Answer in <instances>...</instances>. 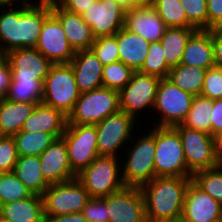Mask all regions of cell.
Here are the masks:
<instances>
[{
    "mask_svg": "<svg viewBox=\"0 0 222 222\" xmlns=\"http://www.w3.org/2000/svg\"><path fill=\"white\" fill-rule=\"evenodd\" d=\"M181 216L188 222H215L222 218V206L191 180Z\"/></svg>",
    "mask_w": 222,
    "mask_h": 222,
    "instance_id": "cell-19",
    "label": "cell"
},
{
    "mask_svg": "<svg viewBox=\"0 0 222 222\" xmlns=\"http://www.w3.org/2000/svg\"><path fill=\"white\" fill-rule=\"evenodd\" d=\"M201 95L212 100L222 98V68L214 66L206 70Z\"/></svg>",
    "mask_w": 222,
    "mask_h": 222,
    "instance_id": "cell-42",
    "label": "cell"
},
{
    "mask_svg": "<svg viewBox=\"0 0 222 222\" xmlns=\"http://www.w3.org/2000/svg\"><path fill=\"white\" fill-rule=\"evenodd\" d=\"M91 49L103 66L119 61L118 43L114 35L95 38Z\"/></svg>",
    "mask_w": 222,
    "mask_h": 222,
    "instance_id": "cell-39",
    "label": "cell"
},
{
    "mask_svg": "<svg viewBox=\"0 0 222 222\" xmlns=\"http://www.w3.org/2000/svg\"><path fill=\"white\" fill-rule=\"evenodd\" d=\"M0 216L11 222H45L41 195L5 203L0 206Z\"/></svg>",
    "mask_w": 222,
    "mask_h": 222,
    "instance_id": "cell-26",
    "label": "cell"
},
{
    "mask_svg": "<svg viewBox=\"0 0 222 222\" xmlns=\"http://www.w3.org/2000/svg\"><path fill=\"white\" fill-rule=\"evenodd\" d=\"M115 1L122 4L125 7V9L127 10V0H115Z\"/></svg>",
    "mask_w": 222,
    "mask_h": 222,
    "instance_id": "cell-54",
    "label": "cell"
},
{
    "mask_svg": "<svg viewBox=\"0 0 222 222\" xmlns=\"http://www.w3.org/2000/svg\"><path fill=\"white\" fill-rule=\"evenodd\" d=\"M76 178L90 198H105L126 186L122 178L121 158L116 156H98Z\"/></svg>",
    "mask_w": 222,
    "mask_h": 222,
    "instance_id": "cell-4",
    "label": "cell"
},
{
    "mask_svg": "<svg viewBox=\"0 0 222 222\" xmlns=\"http://www.w3.org/2000/svg\"><path fill=\"white\" fill-rule=\"evenodd\" d=\"M75 75L70 63L53 64L43 83L41 103L68 116L79 99Z\"/></svg>",
    "mask_w": 222,
    "mask_h": 222,
    "instance_id": "cell-7",
    "label": "cell"
},
{
    "mask_svg": "<svg viewBox=\"0 0 222 222\" xmlns=\"http://www.w3.org/2000/svg\"><path fill=\"white\" fill-rule=\"evenodd\" d=\"M192 177H154L140 188L147 222H165L182 215L185 193Z\"/></svg>",
    "mask_w": 222,
    "mask_h": 222,
    "instance_id": "cell-2",
    "label": "cell"
},
{
    "mask_svg": "<svg viewBox=\"0 0 222 222\" xmlns=\"http://www.w3.org/2000/svg\"><path fill=\"white\" fill-rule=\"evenodd\" d=\"M51 14L49 0L31 7H0V51L35 48L44 20Z\"/></svg>",
    "mask_w": 222,
    "mask_h": 222,
    "instance_id": "cell-1",
    "label": "cell"
},
{
    "mask_svg": "<svg viewBox=\"0 0 222 222\" xmlns=\"http://www.w3.org/2000/svg\"><path fill=\"white\" fill-rule=\"evenodd\" d=\"M222 131V98L213 100L211 113V136Z\"/></svg>",
    "mask_w": 222,
    "mask_h": 222,
    "instance_id": "cell-47",
    "label": "cell"
},
{
    "mask_svg": "<svg viewBox=\"0 0 222 222\" xmlns=\"http://www.w3.org/2000/svg\"><path fill=\"white\" fill-rule=\"evenodd\" d=\"M35 48L53 64L70 63L75 56L61 23L52 13L44 20Z\"/></svg>",
    "mask_w": 222,
    "mask_h": 222,
    "instance_id": "cell-16",
    "label": "cell"
},
{
    "mask_svg": "<svg viewBox=\"0 0 222 222\" xmlns=\"http://www.w3.org/2000/svg\"><path fill=\"white\" fill-rule=\"evenodd\" d=\"M192 181L222 206V162L192 175Z\"/></svg>",
    "mask_w": 222,
    "mask_h": 222,
    "instance_id": "cell-34",
    "label": "cell"
},
{
    "mask_svg": "<svg viewBox=\"0 0 222 222\" xmlns=\"http://www.w3.org/2000/svg\"><path fill=\"white\" fill-rule=\"evenodd\" d=\"M39 103L13 102L0 99V136H14Z\"/></svg>",
    "mask_w": 222,
    "mask_h": 222,
    "instance_id": "cell-27",
    "label": "cell"
},
{
    "mask_svg": "<svg viewBox=\"0 0 222 222\" xmlns=\"http://www.w3.org/2000/svg\"><path fill=\"white\" fill-rule=\"evenodd\" d=\"M81 213L88 222H109L105 198H90Z\"/></svg>",
    "mask_w": 222,
    "mask_h": 222,
    "instance_id": "cell-43",
    "label": "cell"
},
{
    "mask_svg": "<svg viewBox=\"0 0 222 222\" xmlns=\"http://www.w3.org/2000/svg\"><path fill=\"white\" fill-rule=\"evenodd\" d=\"M124 28L143 37L148 42H158L167 26L153 6L127 9Z\"/></svg>",
    "mask_w": 222,
    "mask_h": 222,
    "instance_id": "cell-21",
    "label": "cell"
},
{
    "mask_svg": "<svg viewBox=\"0 0 222 222\" xmlns=\"http://www.w3.org/2000/svg\"><path fill=\"white\" fill-rule=\"evenodd\" d=\"M80 93L103 87V65L92 49L75 52L70 62Z\"/></svg>",
    "mask_w": 222,
    "mask_h": 222,
    "instance_id": "cell-22",
    "label": "cell"
},
{
    "mask_svg": "<svg viewBox=\"0 0 222 222\" xmlns=\"http://www.w3.org/2000/svg\"><path fill=\"white\" fill-rule=\"evenodd\" d=\"M160 81L161 78L158 76L134 72L127 85L119 91L120 110L134 116L137 120L141 119L143 125L145 124V120L142 121V117L145 118L144 115L152 120L156 116L151 110L155 104ZM149 112L153 117H149Z\"/></svg>",
    "mask_w": 222,
    "mask_h": 222,
    "instance_id": "cell-10",
    "label": "cell"
},
{
    "mask_svg": "<svg viewBox=\"0 0 222 222\" xmlns=\"http://www.w3.org/2000/svg\"><path fill=\"white\" fill-rule=\"evenodd\" d=\"M196 30L195 27L166 28L160 43L163 47L165 62L170 68L180 64L185 46Z\"/></svg>",
    "mask_w": 222,
    "mask_h": 222,
    "instance_id": "cell-29",
    "label": "cell"
},
{
    "mask_svg": "<svg viewBox=\"0 0 222 222\" xmlns=\"http://www.w3.org/2000/svg\"><path fill=\"white\" fill-rule=\"evenodd\" d=\"M134 71L121 61H116L103 67V87L120 91L130 81Z\"/></svg>",
    "mask_w": 222,
    "mask_h": 222,
    "instance_id": "cell-38",
    "label": "cell"
},
{
    "mask_svg": "<svg viewBox=\"0 0 222 222\" xmlns=\"http://www.w3.org/2000/svg\"><path fill=\"white\" fill-rule=\"evenodd\" d=\"M45 222H88L81 212L65 215L45 216Z\"/></svg>",
    "mask_w": 222,
    "mask_h": 222,
    "instance_id": "cell-49",
    "label": "cell"
},
{
    "mask_svg": "<svg viewBox=\"0 0 222 222\" xmlns=\"http://www.w3.org/2000/svg\"><path fill=\"white\" fill-rule=\"evenodd\" d=\"M18 154L13 136H0V173L13 172Z\"/></svg>",
    "mask_w": 222,
    "mask_h": 222,
    "instance_id": "cell-41",
    "label": "cell"
},
{
    "mask_svg": "<svg viewBox=\"0 0 222 222\" xmlns=\"http://www.w3.org/2000/svg\"><path fill=\"white\" fill-rule=\"evenodd\" d=\"M174 128L179 133L187 168L192 174L216 167L222 162L217 155L213 136L181 124Z\"/></svg>",
    "mask_w": 222,
    "mask_h": 222,
    "instance_id": "cell-11",
    "label": "cell"
},
{
    "mask_svg": "<svg viewBox=\"0 0 222 222\" xmlns=\"http://www.w3.org/2000/svg\"><path fill=\"white\" fill-rule=\"evenodd\" d=\"M155 5V0H127V9L150 7Z\"/></svg>",
    "mask_w": 222,
    "mask_h": 222,
    "instance_id": "cell-51",
    "label": "cell"
},
{
    "mask_svg": "<svg viewBox=\"0 0 222 222\" xmlns=\"http://www.w3.org/2000/svg\"><path fill=\"white\" fill-rule=\"evenodd\" d=\"M47 0H0V7H31Z\"/></svg>",
    "mask_w": 222,
    "mask_h": 222,
    "instance_id": "cell-50",
    "label": "cell"
},
{
    "mask_svg": "<svg viewBox=\"0 0 222 222\" xmlns=\"http://www.w3.org/2000/svg\"><path fill=\"white\" fill-rule=\"evenodd\" d=\"M215 66L222 68V28L212 29Z\"/></svg>",
    "mask_w": 222,
    "mask_h": 222,
    "instance_id": "cell-48",
    "label": "cell"
},
{
    "mask_svg": "<svg viewBox=\"0 0 222 222\" xmlns=\"http://www.w3.org/2000/svg\"><path fill=\"white\" fill-rule=\"evenodd\" d=\"M41 170L46 182L51 184L63 183L76 178L72 170L68 150L63 137H59L39 155Z\"/></svg>",
    "mask_w": 222,
    "mask_h": 222,
    "instance_id": "cell-18",
    "label": "cell"
},
{
    "mask_svg": "<svg viewBox=\"0 0 222 222\" xmlns=\"http://www.w3.org/2000/svg\"><path fill=\"white\" fill-rule=\"evenodd\" d=\"M153 7L167 27H194L179 0H155Z\"/></svg>",
    "mask_w": 222,
    "mask_h": 222,
    "instance_id": "cell-35",
    "label": "cell"
},
{
    "mask_svg": "<svg viewBox=\"0 0 222 222\" xmlns=\"http://www.w3.org/2000/svg\"><path fill=\"white\" fill-rule=\"evenodd\" d=\"M11 81V68L7 61L6 53L0 51V99H3L7 96Z\"/></svg>",
    "mask_w": 222,
    "mask_h": 222,
    "instance_id": "cell-45",
    "label": "cell"
},
{
    "mask_svg": "<svg viewBox=\"0 0 222 222\" xmlns=\"http://www.w3.org/2000/svg\"><path fill=\"white\" fill-rule=\"evenodd\" d=\"M215 148L219 159L222 161V131L214 136Z\"/></svg>",
    "mask_w": 222,
    "mask_h": 222,
    "instance_id": "cell-52",
    "label": "cell"
},
{
    "mask_svg": "<svg viewBox=\"0 0 222 222\" xmlns=\"http://www.w3.org/2000/svg\"><path fill=\"white\" fill-rule=\"evenodd\" d=\"M206 70L200 67L179 64L170 69L168 79L181 90L193 96H198L201 95L203 89Z\"/></svg>",
    "mask_w": 222,
    "mask_h": 222,
    "instance_id": "cell-30",
    "label": "cell"
},
{
    "mask_svg": "<svg viewBox=\"0 0 222 222\" xmlns=\"http://www.w3.org/2000/svg\"><path fill=\"white\" fill-rule=\"evenodd\" d=\"M170 69L165 62L163 47L160 41L151 42L144 64L138 72L155 75L160 78H168Z\"/></svg>",
    "mask_w": 222,
    "mask_h": 222,
    "instance_id": "cell-37",
    "label": "cell"
},
{
    "mask_svg": "<svg viewBox=\"0 0 222 222\" xmlns=\"http://www.w3.org/2000/svg\"><path fill=\"white\" fill-rule=\"evenodd\" d=\"M165 222H188V221L184 219L182 216H180V217H177L172 220L165 221Z\"/></svg>",
    "mask_w": 222,
    "mask_h": 222,
    "instance_id": "cell-53",
    "label": "cell"
},
{
    "mask_svg": "<svg viewBox=\"0 0 222 222\" xmlns=\"http://www.w3.org/2000/svg\"><path fill=\"white\" fill-rule=\"evenodd\" d=\"M105 199L109 222H147L145 201L140 187L125 186Z\"/></svg>",
    "mask_w": 222,
    "mask_h": 222,
    "instance_id": "cell-15",
    "label": "cell"
},
{
    "mask_svg": "<svg viewBox=\"0 0 222 222\" xmlns=\"http://www.w3.org/2000/svg\"><path fill=\"white\" fill-rule=\"evenodd\" d=\"M187 20L196 29H207V0H179Z\"/></svg>",
    "mask_w": 222,
    "mask_h": 222,
    "instance_id": "cell-40",
    "label": "cell"
},
{
    "mask_svg": "<svg viewBox=\"0 0 222 222\" xmlns=\"http://www.w3.org/2000/svg\"><path fill=\"white\" fill-rule=\"evenodd\" d=\"M118 43L119 61L138 72L144 64L150 42L130 30L121 28L115 35Z\"/></svg>",
    "mask_w": 222,
    "mask_h": 222,
    "instance_id": "cell-25",
    "label": "cell"
},
{
    "mask_svg": "<svg viewBox=\"0 0 222 222\" xmlns=\"http://www.w3.org/2000/svg\"><path fill=\"white\" fill-rule=\"evenodd\" d=\"M33 193L13 172L0 173V206L29 198Z\"/></svg>",
    "mask_w": 222,
    "mask_h": 222,
    "instance_id": "cell-36",
    "label": "cell"
},
{
    "mask_svg": "<svg viewBox=\"0 0 222 222\" xmlns=\"http://www.w3.org/2000/svg\"><path fill=\"white\" fill-rule=\"evenodd\" d=\"M62 137L67 146L70 166L76 174L99 156L95 125L67 124Z\"/></svg>",
    "mask_w": 222,
    "mask_h": 222,
    "instance_id": "cell-13",
    "label": "cell"
},
{
    "mask_svg": "<svg viewBox=\"0 0 222 222\" xmlns=\"http://www.w3.org/2000/svg\"><path fill=\"white\" fill-rule=\"evenodd\" d=\"M68 124V116L43 103L36 105L33 113L24 121L21 131L51 133L62 137Z\"/></svg>",
    "mask_w": 222,
    "mask_h": 222,
    "instance_id": "cell-23",
    "label": "cell"
},
{
    "mask_svg": "<svg viewBox=\"0 0 222 222\" xmlns=\"http://www.w3.org/2000/svg\"><path fill=\"white\" fill-rule=\"evenodd\" d=\"M0 222H11V221H8V220L4 219L2 216H0Z\"/></svg>",
    "mask_w": 222,
    "mask_h": 222,
    "instance_id": "cell-55",
    "label": "cell"
},
{
    "mask_svg": "<svg viewBox=\"0 0 222 222\" xmlns=\"http://www.w3.org/2000/svg\"><path fill=\"white\" fill-rule=\"evenodd\" d=\"M12 79H38L42 84L53 63L36 48H18L6 53Z\"/></svg>",
    "mask_w": 222,
    "mask_h": 222,
    "instance_id": "cell-17",
    "label": "cell"
},
{
    "mask_svg": "<svg viewBox=\"0 0 222 222\" xmlns=\"http://www.w3.org/2000/svg\"><path fill=\"white\" fill-rule=\"evenodd\" d=\"M49 3L51 4V13L61 23L73 50L76 52L91 49L95 37L90 25L83 17L80 14L61 8L54 0H49Z\"/></svg>",
    "mask_w": 222,
    "mask_h": 222,
    "instance_id": "cell-20",
    "label": "cell"
},
{
    "mask_svg": "<svg viewBox=\"0 0 222 222\" xmlns=\"http://www.w3.org/2000/svg\"><path fill=\"white\" fill-rule=\"evenodd\" d=\"M155 177H192L184 149L174 127L155 126Z\"/></svg>",
    "mask_w": 222,
    "mask_h": 222,
    "instance_id": "cell-5",
    "label": "cell"
},
{
    "mask_svg": "<svg viewBox=\"0 0 222 222\" xmlns=\"http://www.w3.org/2000/svg\"><path fill=\"white\" fill-rule=\"evenodd\" d=\"M222 28V0H207V29Z\"/></svg>",
    "mask_w": 222,
    "mask_h": 222,
    "instance_id": "cell-44",
    "label": "cell"
},
{
    "mask_svg": "<svg viewBox=\"0 0 222 222\" xmlns=\"http://www.w3.org/2000/svg\"><path fill=\"white\" fill-rule=\"evenodd\" d=\"M215 222H222V218H221V219H219V220H217V221H215Z\"/></svg>",
    "mask_w": 222,
    "mask_h": 222,
    "instance_id": "cell-56",
    "label": "cell"
},
{
    "mask_svg": "<svg viewBox=\"0 0 222 222\" xmlns=\"http://www.w3.org/2000/svg\"><path fill=\"white\" fill-rule=\"evenodd\" d=\"M18 156H39L55 139L51 133L45 132H23L14 136Z\"/></svg>",
    "mask_w": 222,
    "mask_h": 222,
    "instance_id": "cell-32",
    "label": "cell"
},
{
    "mask_svg": "<svg viewBox=\"0 0 222 222\" xmlns=\"http://www.w3.org/2000/svg\"><path fill=\"white\" fill-rule=\"evenodd\" d=\"M120 110L119 91L106 87L80 93L68 124L96 125Z\"/></svg>",
    "mask_w": 222,
    "mask_h": 222,
    "instance_id": "cell-8",
    "label": "cell"
},
{
    "mask_svg": "<svg viewBox=\"0 0 222 222\" xmlns=\"http://www.w3.org/2000/svg\"><path fill=\"white\" fill-rule=\"evenodd\" d=\"M61 8L76 14H82L96 0H54Z\"/></svg>",
    "mask_w": 222,
    "mask_h": 222,
    "instance_id": "cell-46",
    "label": "cell"
},
{
    "mask_svg": "<svg viewBox=\"0 0 222 222\" xmlns=\"http://www.w3.org/2000/svg\"><path fill=\"white\" fill-rule=\"evenodd\" d=\"M140 123L134 116L119 110L96 124L99 156L121 157L132 137L140 131Z\"/></svg>",
    "mask_w": 222,
    "mask_h": 222,
    "instance_id": "cell-6",
    "label": "cell"
},
{
    "mask_svg": "<svg viewBox=\"0 0 222 222\" xmlns=\"http://www.w3.org/2000/svg\"><path fill=\"white\" fill-rule=\"evenodd\" d=\"M43 84L38 79H12L5 97L13 102L41 103Z\"/></svg>",
    "mask_w": 222,
    "mask_h": 222,
    "instance_id": "cell-33",
    "label": "cell"
},
{
    "mask_svg": "<svg viewBox=\"0 0 222 222\" xmlns=\"http://www.w3.org/2000/svg\"><path fill=\"white\" fill-rule=\"evenodd\" d=\"M125 7L115 0H96L81 14L95 38L113 36L124 27Z\"/></svg>",
    "mask_w": 222,
    "mask_h": 222,
    "instance_id": "cell-14",
    "label": "cell"
},
{
    "mask_svg": "<svg viewBox=\"0 0 222 222\" xmlns=\"http://www.w3.org/2000/svg\"><path fill=\"white\" fill-rule=\"evenodd\" d=\"M193 97L192 94L178 88L170 79L161 78L152 110L158 118L155 117L156 120L153 119L152 123H145L158 127H174L181 124L191 108Z\"/></svg>",
    "mask_w": 222,
    "mask_h": 222,
    "instance_id": "cell-9",
    "label": "cell"
},
{
    "mask_svg": "<svg viewBox=\"0 0 222 222\" xmlns=\"http://www.w3.org/2000/svg\"><path fill=\"white\" fill-rule=\"evenodd\" d=\"M144 127L146 132L141 127V134L138 132V136L132 137L120 157L122 178L126 186L141 187L155 177V126L148 127L146 124Z\"/></svg>",
    "mask_w": 222,
    "mask_h": 222,
    "instance_id": "cell-3",
    "label": "cell"
},
{
    "mask_svg": "<svg viewBox=\"0 0 222 222\" xmlns=\"http://www.w3.org/2000/svg\"><path fill=\"white\" fill-rule=\"evenodd\" d=\"M13 173L33 194L42 195L49 187L43 177L39 156H18Z\"/></svg>",
    "mask_w": 222,
    "mask_h": 222,
    "instance_id": "cell-28",
    "label": "cell"
},
{
    "mask_svg": "<svg viewBox=\"0 0 222 222\" xmlns=\"http://www.w3.org/2000/svg\"><path fill=\"white\" fill-rule=\"evenodd\" d=\"M41 196L44 216L79 213L90 199L88 191L77 178L51 184Z\"/></svg>",
    "mask_w": 222,
    "mask_h": 222,
    "instance_id": "cell-12",
    "label": "cell"
},
{
    "mask_svg": "<svg viewBox=\"0 0 222 222\" xmlns=\"http://www.w3.org/2000/svg\"><path fill=\"white\" fill-rule=\"evenodd\" d=\"M180 64L209 69L215 66L212 29H197L188 40Z\"/></svg>",
    "mask_w": 222,
    "mask_h": 222,
    "instance_id": "cell-24",
    "label": "cell"
},
{
    "mask_svg": "<svg viewBox=\"0 0 222 222\" xmlns=\"http://www.w3.org/2000/svg\"><path fill=\"white\" fill-rule=\"evenodd\" d=\"M212 107V99L202 95L194 96L191 108L181 125L211 135Z\"/></svg>",
    "mask_w": 222,
    "mask_h": 222,
    "instance_id": "cell-31",
    "label": "cell"
}]
</instances>
